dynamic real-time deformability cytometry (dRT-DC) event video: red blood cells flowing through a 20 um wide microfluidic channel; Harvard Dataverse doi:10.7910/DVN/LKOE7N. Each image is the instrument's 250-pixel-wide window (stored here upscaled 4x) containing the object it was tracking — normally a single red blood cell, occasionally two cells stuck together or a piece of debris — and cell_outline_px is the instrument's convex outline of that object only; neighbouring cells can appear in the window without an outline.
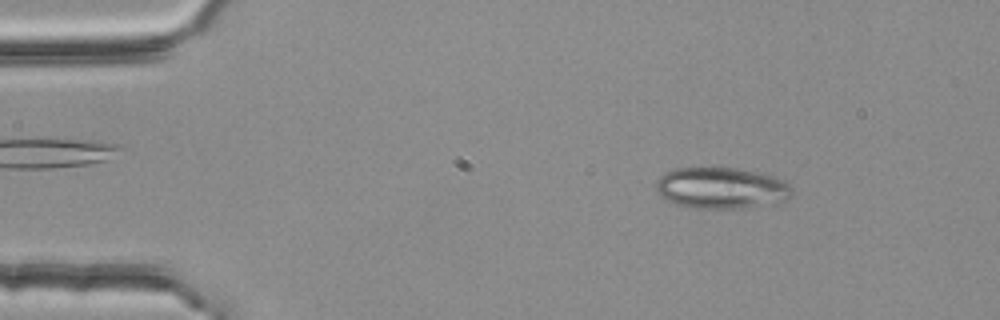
{"species": "common noctule bat (a hibernating species)", "species_latin": "Nyctalus noctula", "temperature_condition": "room temperature", "stored_images_in_passage": 53, "camera_frame_rate_fps": 3000, "um_per_image_px": 0.085, "animal": {"sex": "female", "body_mass_g": 25.1}, "frame": {"image": 1, "passage_image": 7, "time_ms": 2.0, "image_size_px": [1000, 320], "cell_outline_px": [[792, 196], [788, 200], [776, 204], [740, 208], [688, 208], [676, 204], [660, 196], [656, 192], [656, 180], [660, 176], [676, 168], [736, 168], [756, 172], [772, 176], [784, 180], [792, 188]], "centroid_in_image_um": [61.34, 16.0], "position_along_channel_um": 23.7, "area_um2": 32.95}}
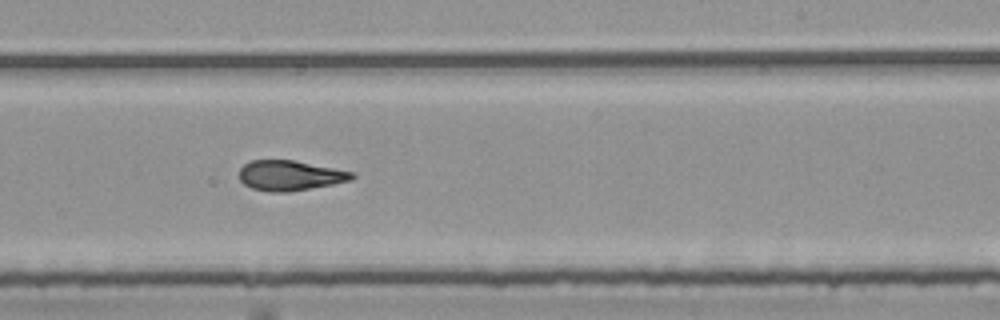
{"frame": {"image": 2, "passage_image": 32, "time_ms": 10.333, "image_size_px": [1000, 320], "cell_outline_px": [[356, 176], [352, 180], [332, 184], [288, 192], [272, 192], [252, 188], [244, 184], [240, 180], [240, 168], [244, 164], [252, 160], [292, 160], [356, 172]], "centroid_in_image_um": [24.67, 14.91], "position_along_channel_um": 264.3, "area_um2": 19.71}}
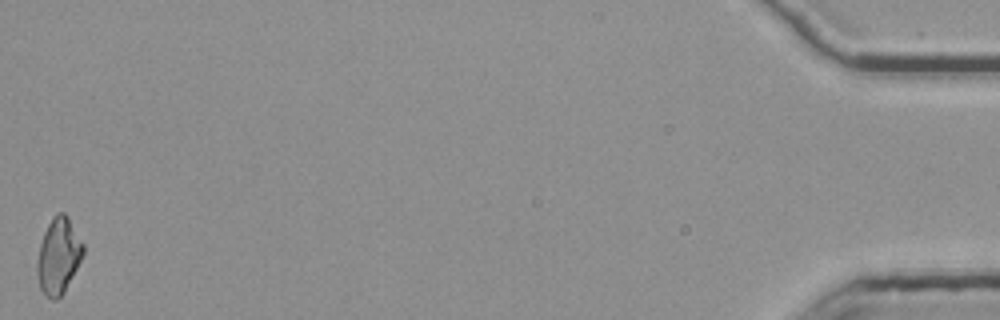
{"frame": {"image": 3, "passage_image": 53, "time_ms": 17.333, "image_size_px": [1000, 320], "cell_outline_px": [[84, 252], [64, 292], [56, 300], [52, 300], [40, 288], [36, 272], [36, 264], [40, 244], [44, 232], [52, 216], [56, 212], [64, 212], [68, 216], [84, 244]], "centroid_in_image_um": [4.96, 21.71], "position_along_channel_um": 430.2, "area_um2": 20.29}, "authors_computed_cell_mechanics": {"area_um2": 20.519, "velocity_mm_per_s": 3.7996, "shape_relaxation_time_tau1_ms": null, "shape_relaxation_time_tau2_ms": 2.7059, "deformation_change_tau1": null, "deformation_change_tau2": 0.1001}}